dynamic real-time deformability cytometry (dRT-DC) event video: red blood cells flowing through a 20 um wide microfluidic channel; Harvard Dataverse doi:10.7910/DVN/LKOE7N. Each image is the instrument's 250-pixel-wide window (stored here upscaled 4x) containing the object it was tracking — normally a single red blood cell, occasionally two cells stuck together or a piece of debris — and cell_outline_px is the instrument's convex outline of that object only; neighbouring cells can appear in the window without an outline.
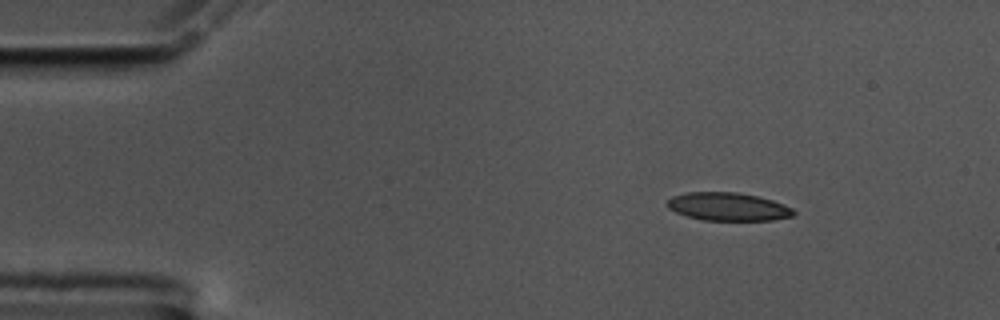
{"species": "common noctule bat (a hibernating species)", "species_latin": "Nyctalus noctula", "temperature_condition": "cold", "stored_images_in_passage": 50, "camera_frame_rate_fps": 3000, "um_per_image_px": 0.085, "animal": {"sex": "male", "body_mass_g": 17.5, "forearm_length_mm": 52.3}, "frame": {"image": 1, "passage_image": 1, "time_ms": 0.0, "image_size_px": [1000, 320], "cell_outline_px": [[796, 212], [792, 216], [772, 220], [704, 220], [688, 216], [676, 212], [668, 208], [668, 200], [672, 196], [688, 192], [736, 192], [756, 196], [772, 200], [784, 204], [792, 208]], "centroid_in_image_um": [61.9, 17.56], "position_along_channel_um": 23.1, "area_um2": 20.52}}
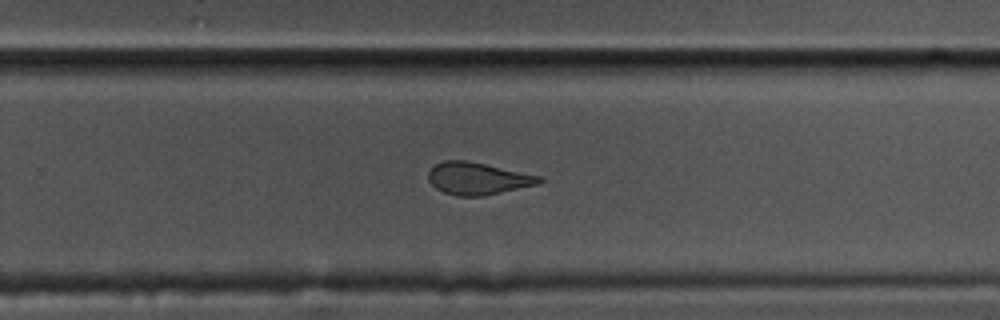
{"frame": {"image": 2, "passage_image": 30, "time_ms": 9.667, "image_size_px": [1000, 320], "cell_outline_px": [[544, 180], [540, 184], [484, 196], [456, 196], [444, 192], [436, 188], [428, 180], [428, 172], [436, 164], [444, 160], [464, 160], [484, 164], [540, 176]], "centroid_in_image_um": [40.6, 15.18], "position_along_channel_um": 289.2, "area_um2": 20.69}}
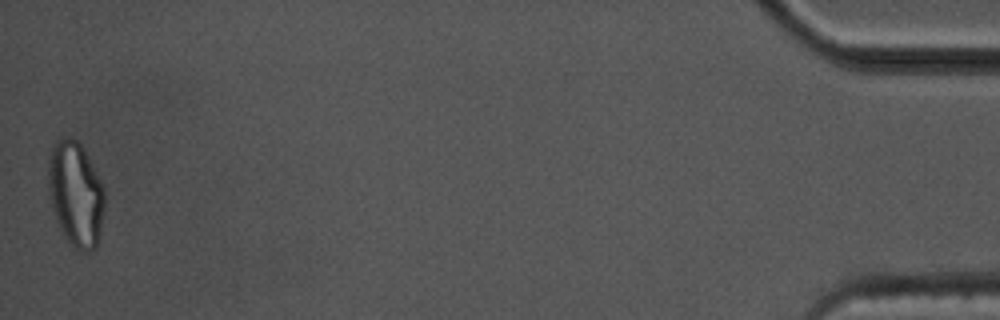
{"frame": {"image": 3, "passage_image": 50, "time_ms": 16.333, "image_size_px": [1000, 320], "cell_outline_px": [[104, 208], [100, 232], [96, 248], [92, 252], [80, 252], [72, 248], [64, 236], [56, 220], [52, 208], [48, 188], [48, 156], [56, 140], [60, 136], [72, 136], [80, 144], [96, 172], [104, 188]], "centroid_in_image_um": [6.41, 16.51], "position_along_channel_um": 428.8, "area_um2": 34.8}, "authors_computed_cell_mechanics": {"area_um2": 21.8484, "velocity_mm_per_s": 3.5046, "shape_relaxation_time_tau1_ms": null, "shape_relaxation_time_tau2_ms": 1.8944, "deformation_change_tau1": null, "deformation_change_tau2": 0.0877}}